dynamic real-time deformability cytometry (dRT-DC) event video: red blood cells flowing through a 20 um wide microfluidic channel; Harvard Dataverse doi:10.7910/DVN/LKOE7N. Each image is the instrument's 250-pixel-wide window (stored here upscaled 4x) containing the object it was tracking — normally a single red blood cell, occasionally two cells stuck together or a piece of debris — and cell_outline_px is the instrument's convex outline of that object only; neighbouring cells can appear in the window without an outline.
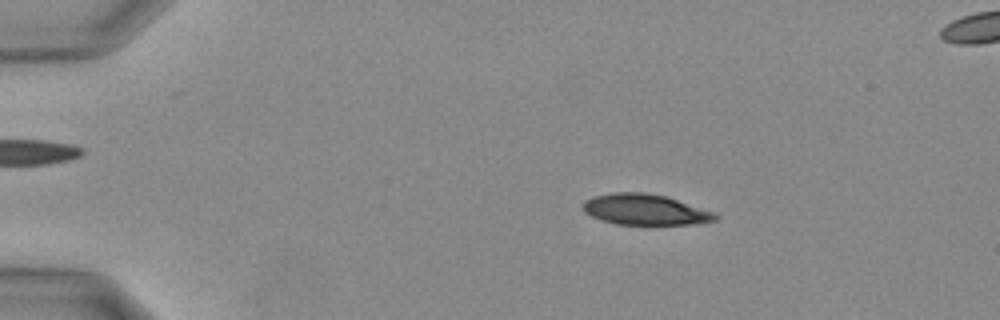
{"species": "Egyptian fruit bat (a non-hibernating species)", "species_latin": "Rousettus aegyptiacus", "temperature_condition": "warm", "stored_images_in_passage": 28, "camera_frame_rate_fps": 3000, "um_per_image_px": 0.085, "animal": {"sex": "female"}, "frame": {"image": 1, "passage_image": 2, "time_ms": 0.333, "image_size_px": [1000, 320], "cell_outline_px": [[720, 216], [716, 220], [696, 224], [616, 224], [600, 220], [584, 212], [584, 200], [592, 196], [612, 192], [644, 192], [664, 196], [716, 212]], "centroid_in_image_um": [54.83, 17.81], "position_along_channel_um": 30.2, "area_um2": 23.76}}
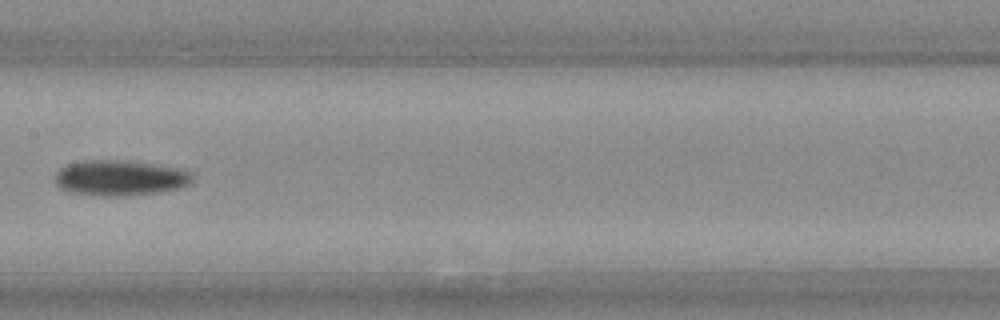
{"frame": {"image": 2, "passage_image": 14, "time_ms": 4.333, "image_size_px": [1000, 320], "cell_outline_px": [[192, 180], [188, 184], [176, 188], [156, 192], [124, 196], [100, 196], [68, 192], [60, 188], [52, 180], [52, 176], [60, 168], [68, 164], [84, 160], [128, 160], [180, 168], [188, 172], [192, 176]], "centroid_in_image_um": [10.1, 15.11], "position_along_channel_um": 197.3, "area_um2": 28.55}}
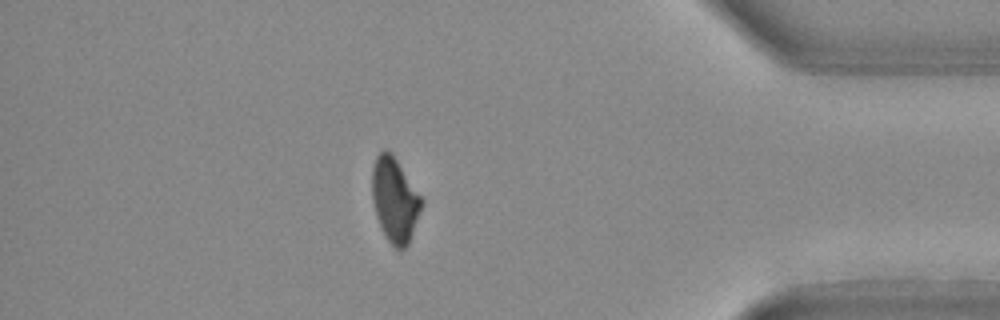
{"frame": {"image": 3, "passage_image": 26, "time_ms": 8.333, "image_size_px": [1000, 320], "cell_outline_px": [[424, 204], [408, 244], [400, 252], [388, 240], [376, 216], [372, 200], [372, 168], [376, 156], [384, 148], [396, 160], [424, 200]], "centroid_in_image_um": [33.56, 17.01], "position_along_channel_um": 401.6, "area_um2": 24.1}}